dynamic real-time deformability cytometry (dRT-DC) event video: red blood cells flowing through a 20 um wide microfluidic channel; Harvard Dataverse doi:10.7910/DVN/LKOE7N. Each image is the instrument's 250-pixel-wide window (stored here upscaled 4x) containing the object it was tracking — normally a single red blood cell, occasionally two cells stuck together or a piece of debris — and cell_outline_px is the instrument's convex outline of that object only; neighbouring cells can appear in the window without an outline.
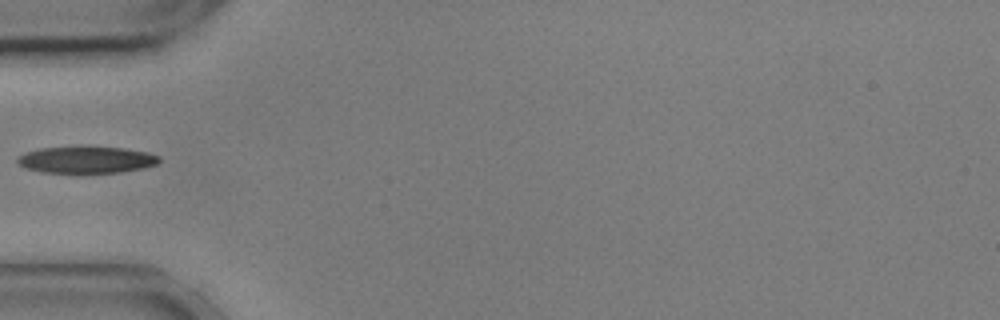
{"species": "common noctule bat (a hibernating species)", "species_latin": "Nyctalus noctula", "temperature_condition": "cold", "stored_images_in_passage": 38, "camera_frame_rate_fps": 3000, "um_per_image_px": 0.085, "animal": {"sex": "male", "body_mass_g": 17.9, "forearm_length_mm": 54.2}, "frame": {"image": 1, "passage_image": 1, "time_ms": 0.0, "image_size_px": [1000, 320], "cell_outline_px": [[160, 160], [156, 164], [144, 168], [120, 172], [80, 176], [76, 176], [44, 172], [24, 168], [16, 160], [16, 156], [24, 152], [40, 148], [80, 144], [92, 144], [124, 148], [148, 152], [160, 156]], "centroid_in_image_um": [7.3, 13.58], "position_along_channel_um": 77.7, "area_um2": 24.16}}